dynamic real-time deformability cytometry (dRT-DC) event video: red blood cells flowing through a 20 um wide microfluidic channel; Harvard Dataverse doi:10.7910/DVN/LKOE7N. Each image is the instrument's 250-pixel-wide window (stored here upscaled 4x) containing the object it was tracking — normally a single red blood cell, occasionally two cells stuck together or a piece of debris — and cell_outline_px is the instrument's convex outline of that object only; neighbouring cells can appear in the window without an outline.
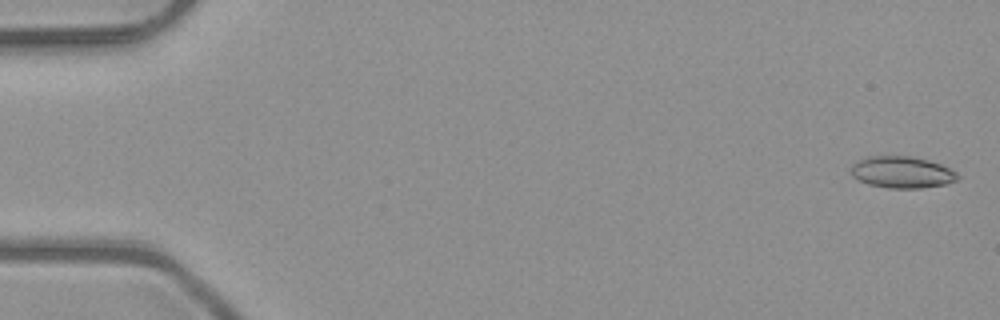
{"species": "common noctule bat (a hibernating species)", "species_latin": "Nyctalus noctula", "temperature_condition": "room temperature", "stored_images_in_passage": 6, "camera_frame_rate_fps": 3000, "um_per_image_px": 0.085, "animal": {"sex": "male", "body_mass_g": 23.1, "forearm_length_mm": 52.7}, "frame": {"image": 1, "passage_image": 1, "time_ms": 0.0, "image_size_px": [1000, 320], "cell_outline_px": [[960, 176], [956, 180], [944, 184], [920, 188], [888, 188], [868, 184], [852, 176], [852, 164], [868, 156], [912, 156], [928, 160], [952, 168]], "centroid_in_image_um": [76.69, 14.63], "position_along_channel_um": 8.3, "area_um2": 19.59}}